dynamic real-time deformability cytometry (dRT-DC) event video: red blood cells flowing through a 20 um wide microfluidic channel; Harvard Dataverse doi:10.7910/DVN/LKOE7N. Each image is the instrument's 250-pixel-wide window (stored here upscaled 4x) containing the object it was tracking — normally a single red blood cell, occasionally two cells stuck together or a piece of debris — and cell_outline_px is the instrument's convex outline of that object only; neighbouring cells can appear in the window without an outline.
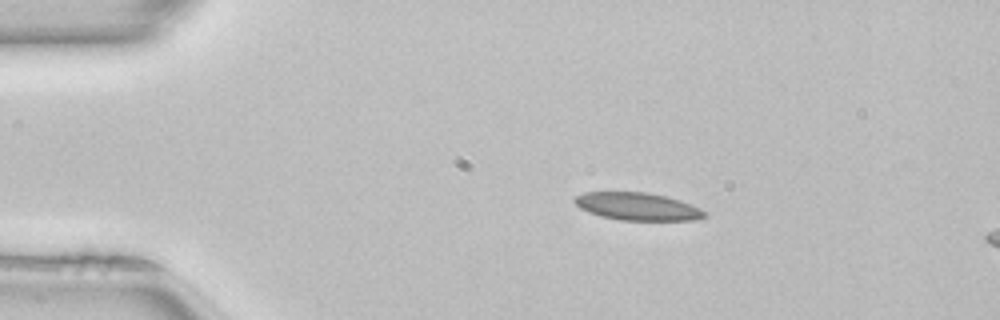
{"species": "common noctule bat (a hibernating species)", "species_latin": "Nyctalus noctula", "temperature_condition": "room temperature", "stored_images_in_passage": 7, "camera_frame_rate_fps": 3000, "um_per_image_px": 0.085, "animal": {"sex": "female", "body_mass_g": 22.7, "forearm_length_mm": 54.2}, "frame": {"image": 1, "passage_image": 1, "time_ms": 0.0, "image_size_px": [1000, 320], "cell_outline_px": [[708, 216], [692, 220], [620, 220], [600, 216], [588, 212], [580, 208], [572, 200], [576, 196], [584, 192], [648, 192], [680, 200], [700, 208], [708, 212]], "centroid_in_image_um": [54.19, 17.55], "position_along_channel_um": 30.8, "area_um2": 20.98}}